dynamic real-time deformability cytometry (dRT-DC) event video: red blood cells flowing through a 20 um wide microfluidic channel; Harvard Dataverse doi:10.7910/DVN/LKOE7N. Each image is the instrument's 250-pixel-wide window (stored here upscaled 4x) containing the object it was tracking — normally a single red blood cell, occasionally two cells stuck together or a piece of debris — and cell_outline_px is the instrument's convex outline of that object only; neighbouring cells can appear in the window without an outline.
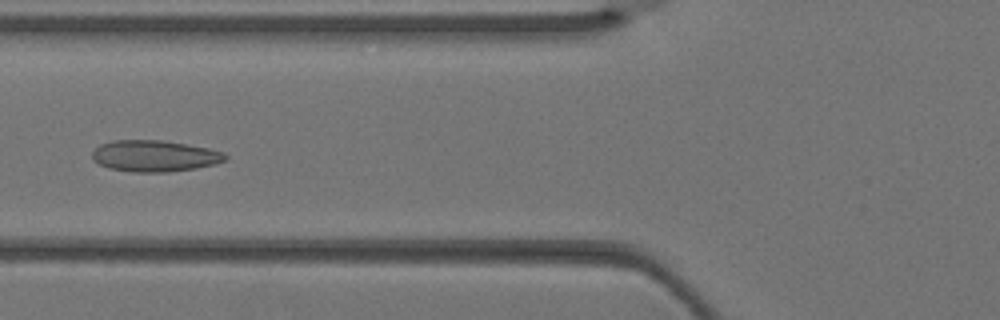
{"species": "Egyptian fruit bat (a non-hibernating species)", "species_latin": "Rousettus aegyptiacus", "temperature_condition": "warm", "stored_images_in_passage": 5, "camera_frame_rate_fps": 3000, "um_per_image_px": 0.085, "animal": {"sex": "female"}, "frame": {"image": 1, "passage_image": 5, "time_ms": 1.333, "image_size_px": [1000, 320], "cell_outline_px": [[228, 160], [216, 164], [196, 168], [168, 172], [132, 172], [108, 168], [92, 160], [92, 152], [100, 144], [112, 140], [160, 140], [188, 144], [208, 148], [224, 152], [228, 156]], "centroid_in_image_um": [13.16, 13.26], "position_along_channel_um": 112.6, "area_um2": 24.57}}